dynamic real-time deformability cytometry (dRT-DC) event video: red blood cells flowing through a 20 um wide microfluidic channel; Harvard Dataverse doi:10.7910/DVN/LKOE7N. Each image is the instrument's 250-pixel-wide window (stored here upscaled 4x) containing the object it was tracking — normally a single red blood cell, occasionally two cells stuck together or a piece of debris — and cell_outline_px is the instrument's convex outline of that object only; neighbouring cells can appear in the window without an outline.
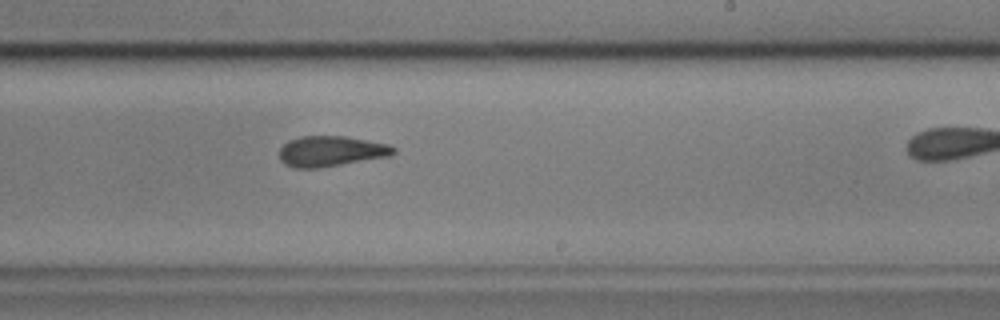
{"species": "common noctule bat (a hibernating species)", "species_latin": "Nyctalus noctula", "temperature_condition": "cold", "stored_images_in_passage": 38, "camera_frame_rate_fps": 3000, "um_per_image_px": 0.085, "animal": {"sex": "male", "body_mass_g": 17.9, "forearm_length_mm": 54.2}, "frame": {"image": 1, "passage_image": 27, "time_ms": 8.667, "image_size_px": [1000, 320], "cell_outline_px": [[396, 152], [392, 156], [320, 168], [292, 168], [284, 164], [280, 160], [280, 148], [288, 140], [300, 136], [348, 136], [388, 144], [396, 148]], "centroid_in_image_um": [28.15, 12.86], "position_along_channel_um": 260.9, "area_um2": 20.63}}